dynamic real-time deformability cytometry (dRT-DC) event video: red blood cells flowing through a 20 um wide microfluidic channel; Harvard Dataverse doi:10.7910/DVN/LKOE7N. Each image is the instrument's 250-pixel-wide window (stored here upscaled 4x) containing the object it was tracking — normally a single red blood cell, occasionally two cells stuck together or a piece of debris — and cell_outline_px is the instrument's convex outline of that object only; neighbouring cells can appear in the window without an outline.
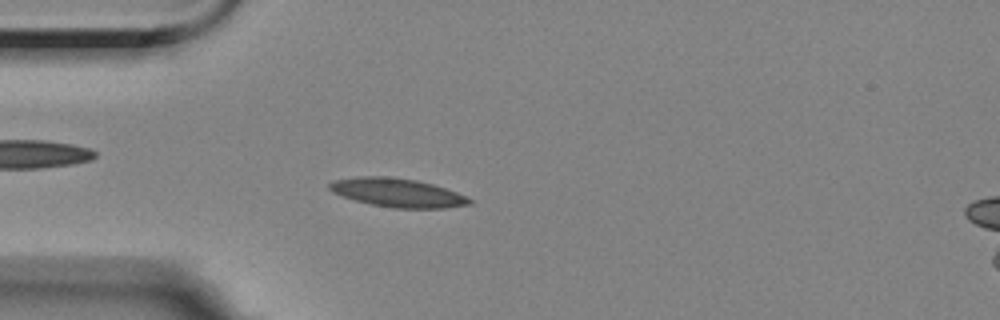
{"species": "Egyptian fruit bat (a non-hibernating species)", "species_latin": "Rousettus aegyptiacus", "temperature_condition": "room temperature", "stored_images_in_passage": 30, "camera_frame_rate_fps": 3000, "um_per_image_px": 0.085, "animal": {"sex": "female"}, "frame": {"image": 1, "passage_image": 13, "time_ms": 4.0, "image_size_px": [1000, 320], "cell_outline_px": [[472, 204], [444, 208], [392, 208], [372, 204], [356, 200], [332, 192], [328, 188], [328, 184], [332, 180], [360, 176], [392, 176], [416, 180], [432, 184], [456, 192], [472, 200]], "centroid_in_image_um": [33.76, 16.37], "position_along_channel_um": 51.2, "area_um2": 23.29}}
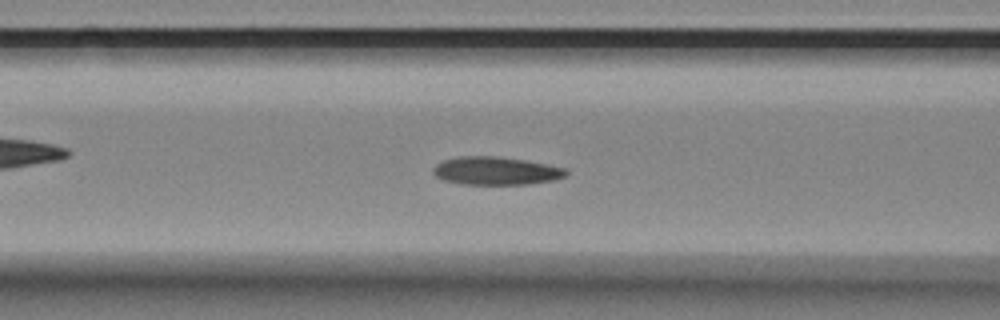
{"frame": {"image": 2, "passage_image": 20, "time_ms": 6.333, "image_size_px": [1000, 320], "cell_outline_px": [[568, 172], [564, 176], [552, 180], [528, 184], [460, 184], [444, 180], [436, 176], [432, 172], [432, 168], [436, 164], [444, 160], [460, 156], [496, 156], [524, 160], [548, 164], [568, 168]], "centroid_in_image_um": [42.14, 14.52], "position_along_channel_um": 124.5, "area_um2": 21.73}}
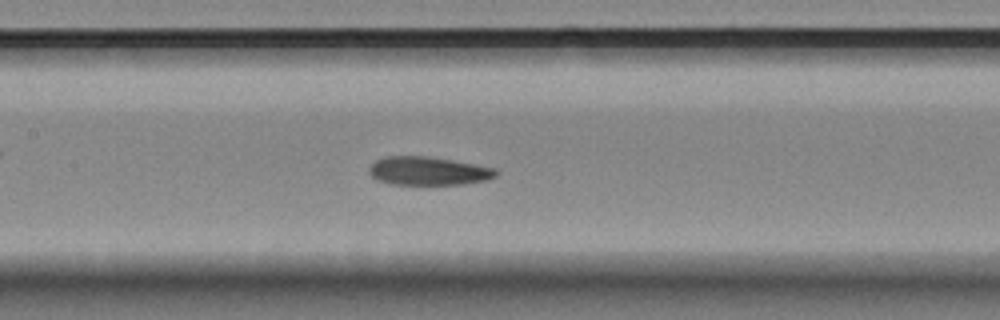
{"frame": {"image": 3, "passage_image": 24, "time_ms": 7.667, "image_size_px": [1000, 320], "cell_outline_px": [[500, 172], [496, 176], [488, 180], [464, 184], [392, 184], [376, 180], [368, 172], [368, 168], [376, 160], [384, 156], [428, 156], [452, 160], [496, 168]], "centroid_in_image_um": [36.41, 14.53], "position_along_channel_um": 171.0, "area_um2": 21.15}}